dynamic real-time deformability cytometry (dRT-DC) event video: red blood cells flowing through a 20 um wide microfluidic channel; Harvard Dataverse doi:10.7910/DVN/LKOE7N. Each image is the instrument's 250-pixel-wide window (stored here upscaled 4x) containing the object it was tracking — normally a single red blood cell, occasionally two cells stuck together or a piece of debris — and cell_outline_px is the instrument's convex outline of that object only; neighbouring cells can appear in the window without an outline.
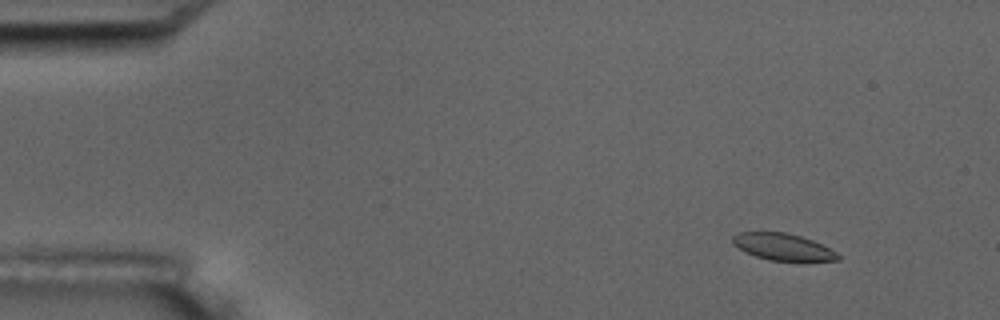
{"species": "common noctule bat (a hibernating species)", "species_latin": "Nyctalus noctula", "temperature_condition": "room temperature", "stored_images_in_passage": 6, "camera_frame_rate_fps": 3000, "um_per_image_px": 0.085, "animal": {"sex": "male", "body_mass_g": 17.5, "forearm_length_mm": 52.3}, "frame": {"image": 1, "passage_image": 2, "time_ms": 1.333, "image_size_px": [1000, 320], "cell_outline_px": [[840, 260], [768, 260], [744, 252], [732, 244], [732, 236], [736, 232], [788, 232], [812, 240], [836, 252], [840, 256]], "centroid_in_image_um": [66.47, 20.96], "position_along_channel_um": 18.5, "area_um2": 16.3}}